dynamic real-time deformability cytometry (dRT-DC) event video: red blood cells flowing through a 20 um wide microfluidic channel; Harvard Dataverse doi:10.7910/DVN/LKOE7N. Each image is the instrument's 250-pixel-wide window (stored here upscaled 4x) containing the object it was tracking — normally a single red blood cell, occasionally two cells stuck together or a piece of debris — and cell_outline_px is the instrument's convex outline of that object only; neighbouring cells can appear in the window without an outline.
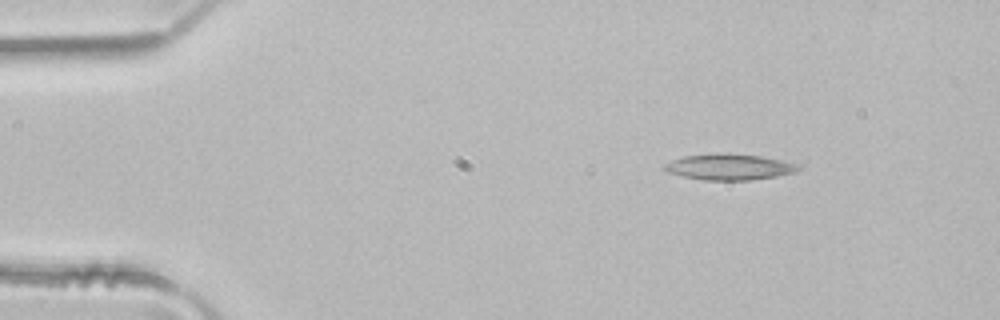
{"species": "common noctule bat (a hibernating species)", "species_latin": "Nyctalus noctula", "temperature_condition": "room temperature", "stored_images_in_passage": 5, "camera_frame_rate_fps": 3000, "um_per_image_px": 0.085, "animal": {"sex": "male", "body_mass_g": 21.5, "forearm_length_mm": 52.0}, "frame": {"image": 1, "passage_image": 1, "time_ms": 0.0, "image_size_px": [1000, 320], "cell_outline_px": [[800, 168], [796, 172], [776, 176], [748, 180], [704, 180], [684, 176], [668, 172], [664, 168], [664, 164], [672, 160], [684, 156], [760, 156], [780, 160], [796, 164]], "centroid_in_image_um": [62.0, 14.24], "position_along_channel_um": 23.0, "area_um2": 18.96}}
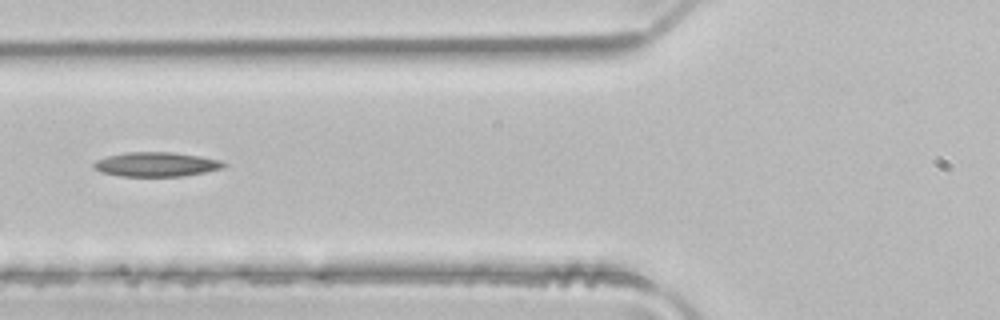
{"frame": {"image": 2, "passage_image": 4, "time_ms": 1.0, "image_size_px": [1000, 320], "cell_outline_px": [[228, 164], [224, 168], [204, 172], [180, 176], [120, 176], [100, 172], [92, 164], [96, 160], [108, 156], [124, 152], [172, 152], [200, 156], [220, 160]], "centroid_in_image_um": [13.29, 13.96], "position_along_channel_um": 112.5, "area_um2": 18.44}}
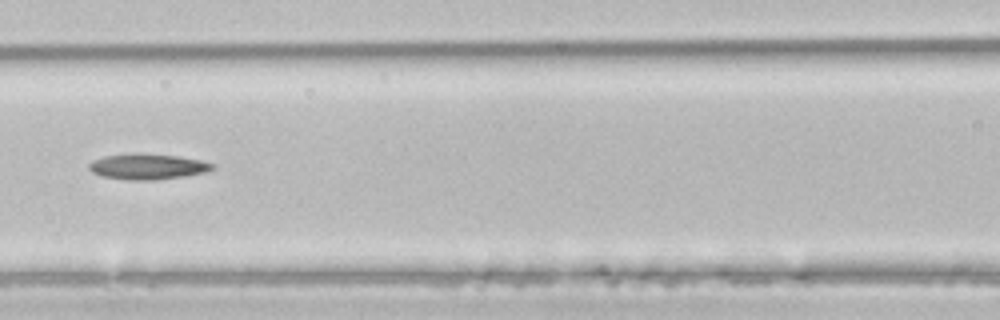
{"frame": {"image": 3, "passage_image": 5, "time_ms": 1.333, "image_size_px": [1000, 320], "cell_outline_px": [[216, 168], [204, 172], [184, 176], [156, 180], [128, 180], [104, 176], [92, 172], [88, 168], [88, 164], [92, 160], [104, 156], [128, 152], [140, 152], [176, 156], [200, 160], [212, 164]], "centroid_in_image_um": [12.49, 14.14], "position_along_channel_um": 154.1, "area_um2": 18.61}}